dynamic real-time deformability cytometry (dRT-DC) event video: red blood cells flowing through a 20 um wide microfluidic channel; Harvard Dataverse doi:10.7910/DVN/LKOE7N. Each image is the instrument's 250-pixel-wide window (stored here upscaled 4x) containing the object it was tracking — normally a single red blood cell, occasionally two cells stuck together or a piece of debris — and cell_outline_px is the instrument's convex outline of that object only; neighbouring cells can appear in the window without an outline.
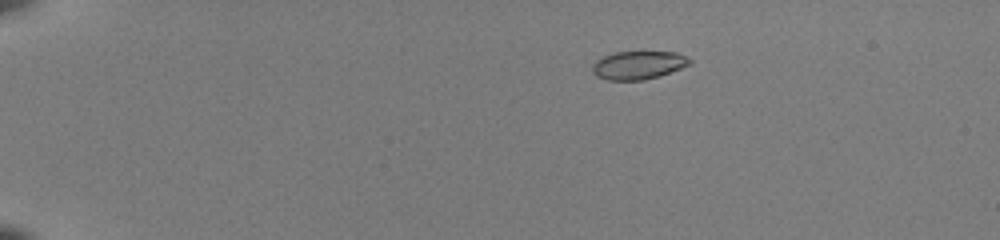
{"species": "common noctule bat (a hibernating species)", "species_latin": "Nyctalus noctula", "temperature_condition": "room temperature", "stored_images_in_passage": 43, "camera_frame_rate_fps": 3000, "um_per_image_px": 0.085, "animal": {"sex": "female", "body_mass_g": 22.0, "forearm_length_mm": 56.7}, "frame": {"image": 1, "passage_image": 1, "time_ms": 0.0, "image_size_px": [1000, 240], "cell_outline_px": [[692, 64], [660, 76], [644, 80], [608, 80], [596, 76], [592, 72], [592, 64], [596, 60], [604, 56], [616, 52], [676, 52], [688, 56], [692, 60]], "centroid_in_image_um": [54.28, 5.54], "position_along_channel_um": 30.7, "area_um2": 16.18}}
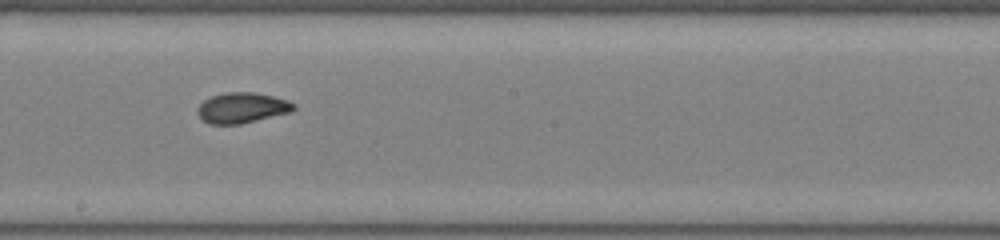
{"frame": {"image": 2, "passage_image": 23, "time_ms": 7.333, "image_size_px": [1000, 240], "cell_outline_px": [[296, 108], [292, 112], [240, 124], [208, 124], [196, 112], [200, 104], [204, 100], [212, 96], [224, 92], [256, 92], [288, 100], [296, 104]], "centroid_in_image_um": [20.6, 9.16], "position_along_channel_um": 227.6, "area_um2": 17.17}}
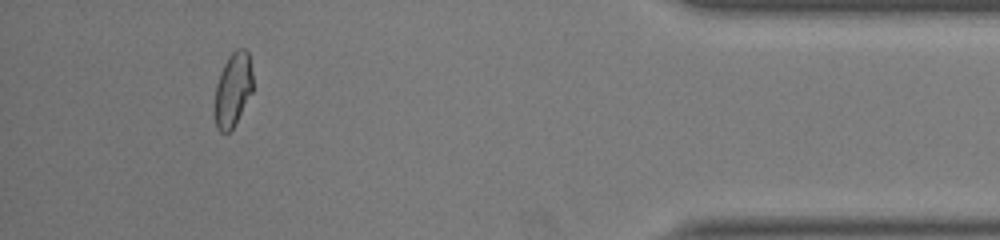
{"frame": {"image": 3, "passage_image": 40, "time_ms": 13.0, "image_size_px": [1000, 240], "cell_outline_px": [[252, 92], [232, 128], [228, 132], [220, 132], [216, 128], [212, 112], [212, 108], [216, 84], [220, 72], [228, 56], [236, 48], [244, 48], [248, 52], [252, 68]], "centroid_in_image_um": [19.75, 7.62], "position_along_channel_um": 415.5, "area_um2": 16.82}, "authors_computed_cell_mechanics": {"area_um2": 16.8198, "velocity_mm_per_s": 4.0124, "shape_relaxation_time_tau1_ms": 11.3268, "shape_relaxation_time_tau2_ms": 1.3328, "deformation_change_tau1": 0.2491, "deformation_change_tau2": 0.0544}}